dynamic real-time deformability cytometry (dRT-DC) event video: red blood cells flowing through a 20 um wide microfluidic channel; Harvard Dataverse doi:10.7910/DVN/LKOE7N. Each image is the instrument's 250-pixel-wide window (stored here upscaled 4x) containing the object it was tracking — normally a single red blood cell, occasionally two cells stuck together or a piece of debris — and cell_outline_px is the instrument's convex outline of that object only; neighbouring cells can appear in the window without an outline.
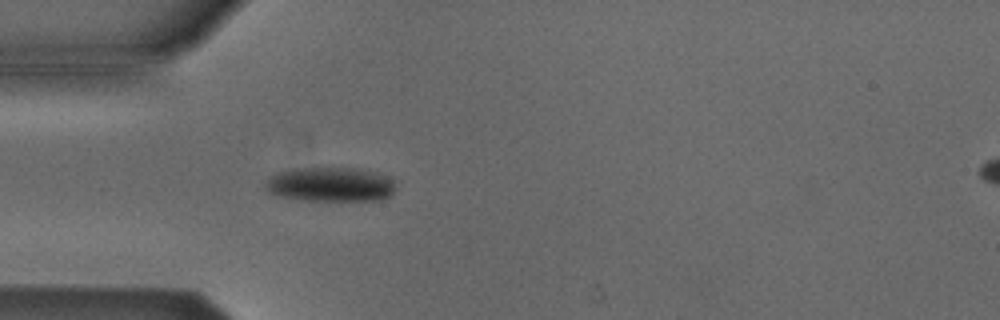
{"species": "Egyptian fruit bat (a non-hibernating species)", "species_latin": "Rousettus aegyptiacus", "temperature_condition": "cold", "stored_images_in_passage": 5, "camera_frame_rate_fps": 3000, "um_per_image_px": 0.085, "animal": {"sex": "male"}, "frame": {"image": 1, "passage_image": 5, "time_ms": 4.667, "image_size_px": [1000, 320], "cell_outline_px": [[396, 188], [392, 196], [380, 200], [300, 200], [272, 196], [264, 188], [264, 184], [276, 172], [296, 168], [356, 168], [380, 172], [396, 180]], "centroid_in_image_um": [28.12, 15.68], "position_along_channel_um": 56.9, "area_um2": 26.82}}